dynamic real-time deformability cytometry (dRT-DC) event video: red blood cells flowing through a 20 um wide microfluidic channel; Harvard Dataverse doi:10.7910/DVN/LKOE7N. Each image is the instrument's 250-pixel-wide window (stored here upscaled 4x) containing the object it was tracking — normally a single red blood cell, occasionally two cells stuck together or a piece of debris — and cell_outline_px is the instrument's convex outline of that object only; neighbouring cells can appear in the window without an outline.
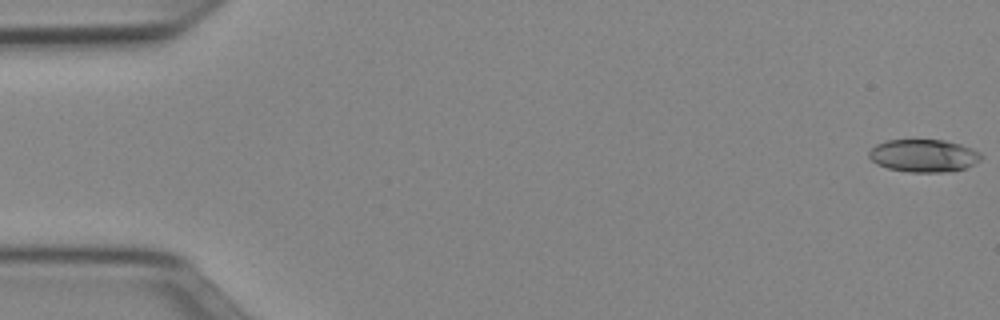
{"species": "Egyptian fruit bat (a non-hibernating species)", "species_latin": "Rousettus aegyptiacus", "temperature_condition": "cold", "stored_images_in_passage": 51, "camera_frame_rate_fps": 3000, "um_per_image_px": 0.085, "animal": {"sex": "female"}, "frame": {"image": 1, "passage_image": 1, "time_ms": 0.0, "image_size_px": [1000, 320], "cell_outline_px": [[984, 156], [980, 160], [964, 168], [944, 172], [908, 172], [888, 168], [876, 164], [868, 156], [868, 152], [876, 144], [888, 140], [944, 140], [960, 144], [972, 148], [980, 152]], "centroid_in_image_um": [78.5, 13.23], "position_along_channel_um": 6.5, "area_um2": 21.33}}
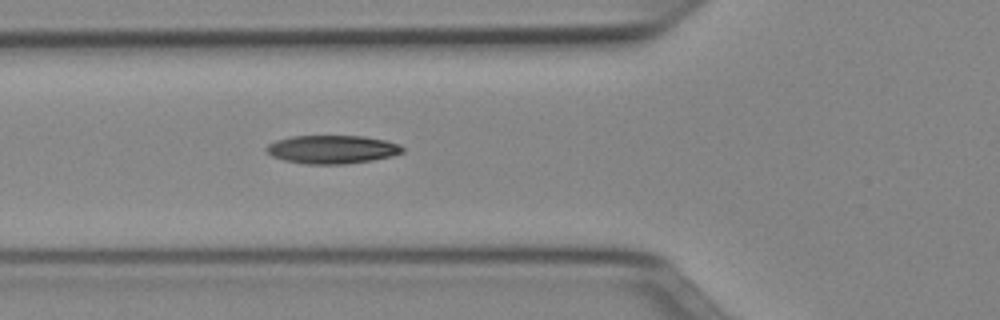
{"frame": {"image": 2, "passage_image": 19, "time_ms": 6.0, "image_size_px": [1000, 320], "cell_outline_px": [[404, 152], [392, 156], [372, 160], [344, 164], [304, 164], [284, 160], [272, 156], [264, 148], [268, 144], [276, 140], [292, 136], [364, 136], [384, 140], [400, 144], [404, 148]], "centroid_in_image_um": [28.23, 12.7], "position_along_channel_um": 97.6, "area_um2": 22.54}}
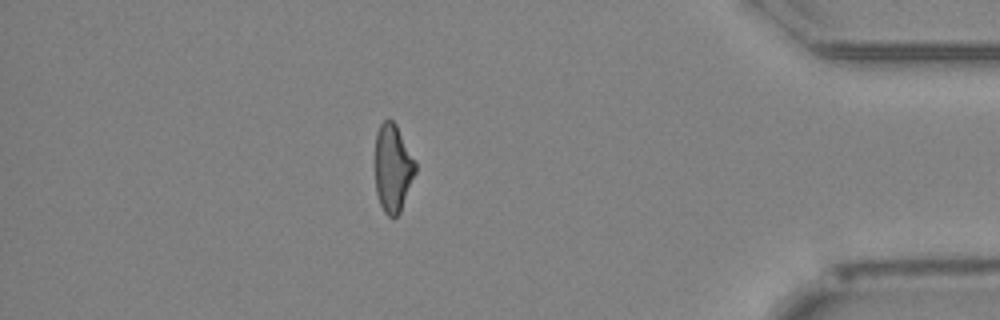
{"frame": {"image": 3, "passage_image": 45, "time_ms": 14.667, "image_size_px": [1000, 320], "cell_outline_px": [[416, 172], [400, 212], [396, 216], [388, 216], [384, 212], [380, 204], [376, 192], [376, 132], [380, 124], [384, 120], [392, 120], [396, 124], [416, 160]], "centroid_in_image_um": [33.41, 14.27], "position_along_channel_um": 401.8, "area_um2": 20.58}, "authors_computed_cell_mechanics": {"area_um2": 21.7328, "velocity_mm_per_s": 3.972, "shape_relaxation_time_tau1_ms": 7.5321, "shape_relaxation_time_tau2_ms": 5.1572, "deformation_change_tau1": 0.1952, "deformation_change_tau2": 0.1279}}